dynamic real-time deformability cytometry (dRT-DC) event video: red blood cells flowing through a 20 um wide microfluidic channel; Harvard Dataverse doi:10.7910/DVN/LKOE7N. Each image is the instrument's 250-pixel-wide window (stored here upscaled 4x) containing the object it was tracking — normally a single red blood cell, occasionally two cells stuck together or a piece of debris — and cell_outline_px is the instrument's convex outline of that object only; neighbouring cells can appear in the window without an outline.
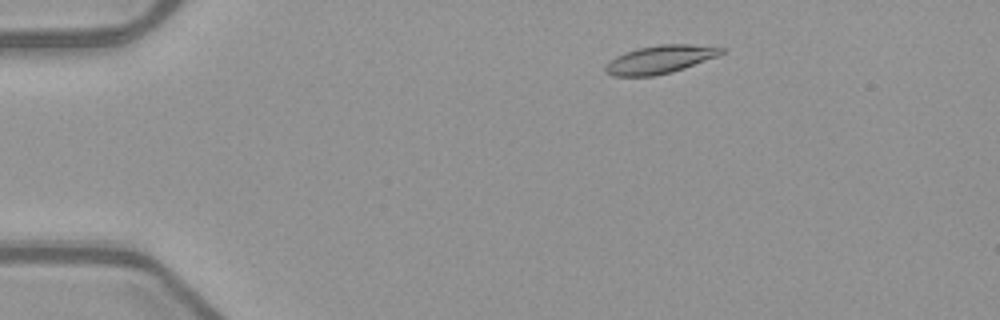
{"species": "common noctule bat (a hibernating species)", "species_latin": "Nyctalus noctula", "temperature_condition": "warm", "stored_images_in_passage": 49, "camera_frame_rate_fps": 3000, "um_per_image_px": 0.085, "animal": {"sex": "female", "body_mass_g": 21.9}, "frame": {"image": 1, "passage_image": 6, "time_ms": 1.667, "image_size_px": [1000, 320], "cell_outline_px": [[724, 52], [720, 56], [672, 72], [652, 76], [612, 76], [604, 72], [604, 68], [608, 60], [624, 52], [640, 48], [660, 44], [688, 44], [724, 48]], "centroid_in_image_um": [56.08, 5.06], "position_along_channel_um": 28.9, "area_um2": 19.07}}
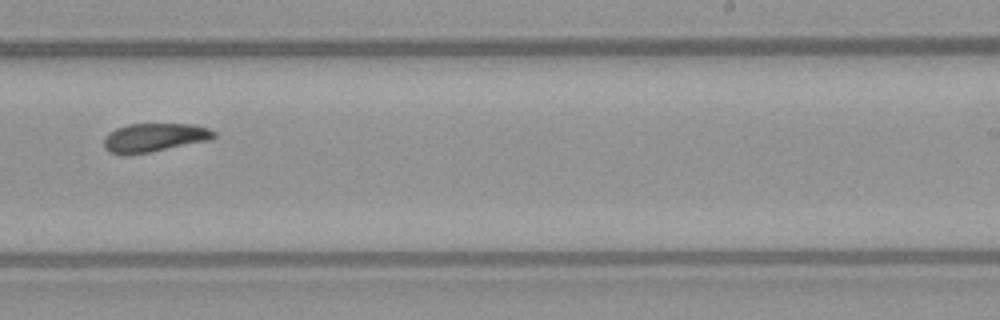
{"frame": {"image": 2, "passage_image": 30, "time_ms": 9.667, "image_size_px": [1000, 320], "cell_outline_px": [[216, 136], [212, 140], [152, 152], [128, 156], [120, 156], [108, 152], [104, 148], [104, 136], [108, 132], [116, 128], [128, 124], [192, 124], [208, 128], [216, 132]], "centroid_in_image_um": [13.08, 11.72], "position_along_channel_um": 275.9, "area_um2": 18.96}}
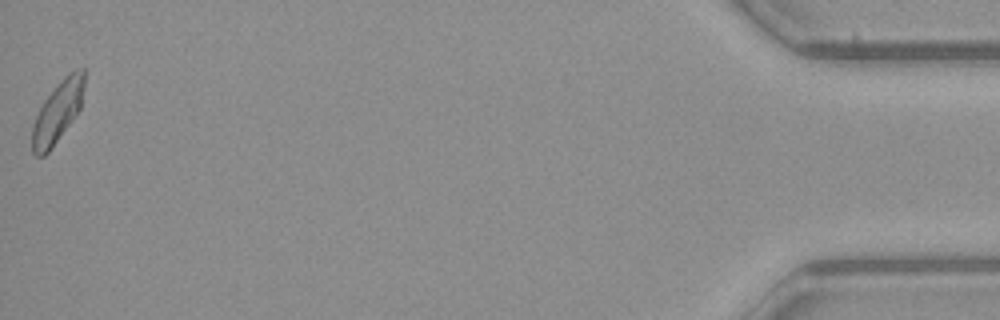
{"frame": {"image": 3, "passage_image": 49, "time_ms": 16.0, "image_size_px": [1000, 320], "cell_outline_px": [[84, 88], [80, 108], [72, 120], [48, 152], [44, 156], [36, 156], [32, 152], [32, 124], [44, 100], [60, 80], [68, 72], [76, 68], [84, 68]], "centroid_in_image_um": [4.89, 9.48], "position_along_channel_um": 430.3, "area_um2": 18.44}, "authors_computed_cell_mechanics": {"area_um2": 18.5538, "velocity_mm_per_s": 3.9651, "shape_relaxation_time_tau1_ms": 7.5143, "shape_relaxation_time_tau2_ms": 5.8425, "deformation_change_tau1": 0.1973, "deformation_change_tau2": 0.1354}}